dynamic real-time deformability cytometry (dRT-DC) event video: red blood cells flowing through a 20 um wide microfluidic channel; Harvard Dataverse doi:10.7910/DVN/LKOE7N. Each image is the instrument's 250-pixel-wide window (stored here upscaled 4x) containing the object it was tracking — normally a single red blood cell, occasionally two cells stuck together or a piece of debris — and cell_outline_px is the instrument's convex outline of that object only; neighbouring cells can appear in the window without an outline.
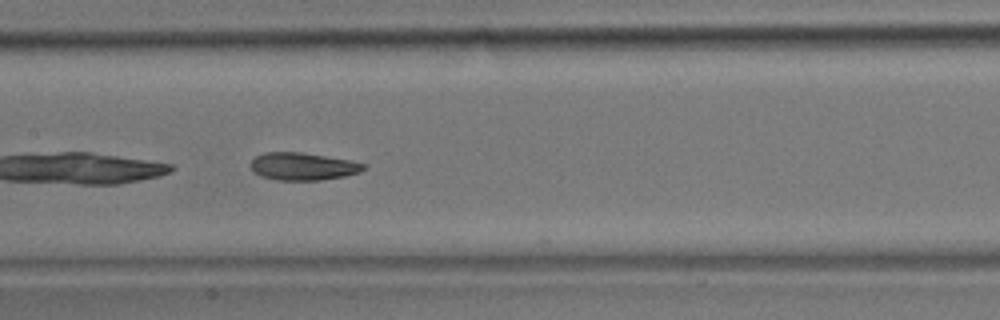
{"species": "common noctule bat (a hibernating species)", "species_latin": "Nyctalus noctula", "temperature_condition": "room temperature", "stored_images_in_passage": 31, "camera_frame_rate_fps": 3000, "um_per_image_px": 0.085, "animal": {"sex": "male", "body_mass_g": 17.9}, "frame": {"image": 1, "passage_image": 22, "time_ms": 7.0, "image_size_px": [1000, 320], "cell_outline_px": [[368, 164], [360, 172], [344, 176], [320, 180], [276, 180], [260, 176], [252, 172], [252, 160], [256, 156], [264, 152], [304, 152], [348, 160]], "centroid_in_image_um": [25.73, 14.14], "position_along_channel_um": 181.7, "area_um2": 18.15}}